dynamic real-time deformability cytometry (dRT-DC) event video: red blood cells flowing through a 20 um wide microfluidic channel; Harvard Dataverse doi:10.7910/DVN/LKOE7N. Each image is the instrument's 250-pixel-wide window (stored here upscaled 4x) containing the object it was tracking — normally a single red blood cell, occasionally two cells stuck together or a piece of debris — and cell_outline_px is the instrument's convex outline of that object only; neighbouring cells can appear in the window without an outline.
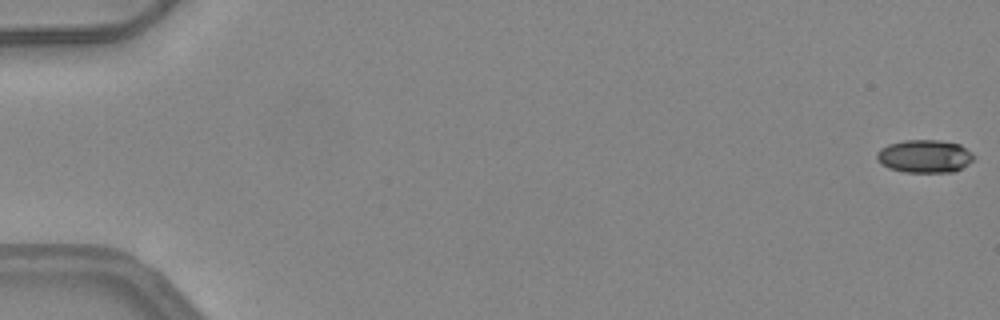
{"species": "common noctule bat (a hibernating species)", "species_latin": "Nyctalus noctula", "temperature_condition": "warm", "stored_images_in_passage": 14, "camera_frame_rate_fps": 3000, "um_per_image_px": 0.085, "animal": {"sex": "female", "body_mass_g": 24.6, "forearm_length_mm": 56.2}, "frame": {"image": 1, "passage_image": 1, "time_ms": 0.0, "image_size_px": [1000, 320], "cell_outline_px": [[976, 156], [968, 164], [952, 172], [904, 172], [888, 168], [880, 164], [876, 160], [876, 152], [880, 148], [888, 144], [904, 140], [940, 140], [960, 144], [972, 152]], "centroid_in_image_um": [78.56, 13.27], "position_along_channel_um": 6.4, "area_um2": 18.84}}